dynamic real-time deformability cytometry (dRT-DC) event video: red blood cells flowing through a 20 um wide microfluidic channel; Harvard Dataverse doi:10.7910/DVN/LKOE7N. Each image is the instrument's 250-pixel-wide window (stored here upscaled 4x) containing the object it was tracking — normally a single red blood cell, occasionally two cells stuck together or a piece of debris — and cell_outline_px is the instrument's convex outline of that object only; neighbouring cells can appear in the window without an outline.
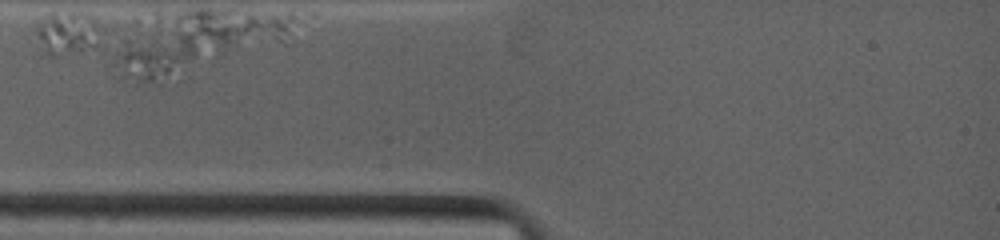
{"species": "common noctule bat (a hibernating species)", "species_latin": "Nyctalus noctula", "temperature_condition": "warm", "stored_images_in_passage": 1, "camera_frame_rate_fps": 4500, "um_per_image_px": 0.085, "animal": {"sex": "female", "body_mass_g": 19.0, "forearm_length_mm": 53.3}, "frame": {"image": 1, "passage_image": 1, "time_ms": 0.0, "image_size_px": [1000, 240], "cell_outline_px": [[116, 20], [100, 44], [96, 48], [56, 56], [48, 56], [44, 52], [36, 32], [36, 24], [44, 16], [52, 12], [92, 12]], "centroid_in_image_um": [6.12, 2.71], "position_along_channel_um": 78.9, "area_um2": 19.07}}